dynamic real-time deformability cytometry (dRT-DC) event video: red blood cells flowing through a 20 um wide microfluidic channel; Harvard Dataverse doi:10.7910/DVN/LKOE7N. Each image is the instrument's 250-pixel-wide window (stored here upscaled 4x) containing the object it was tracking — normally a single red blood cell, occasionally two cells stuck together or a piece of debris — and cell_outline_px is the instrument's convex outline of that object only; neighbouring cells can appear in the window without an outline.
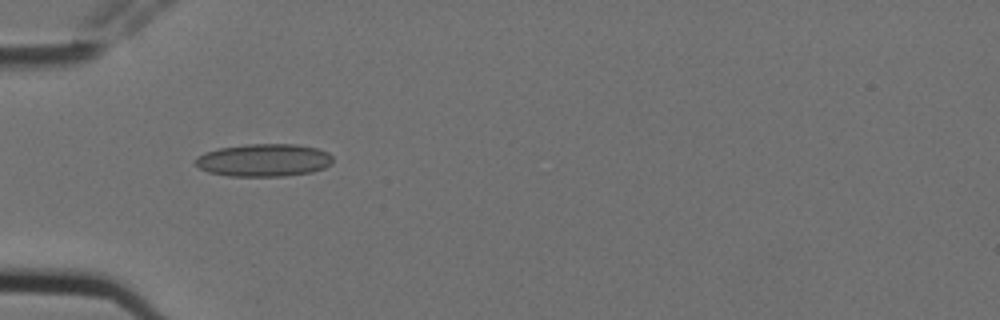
{"species": "Egyptian fruit bat (a non-hibernating species)", "species_latin": "Rousettus aegyptiacus", "temperature_condition": "cold", "stored_images_in_passage": 13, "camera_frame_rate_fps": 3000, "um_per_image_px": 0.085, "animal": {"sex": "female"}, "frame": {"image": 1, "passage_image": 5, "time_ms": 1.333, "image_size_px": [1000, 320], "cell_outline_px": [[332, 164], [324, 168], [312, 172], [284, 176], [228, 176], [208, 172], [200, 168], [196, 164], [196, 160], [204, 152], [220, 148], [248, 144], [296, 144], [316, 148], [328, 152], [332, 156]], "centroid_in_image_um": [22.46, 13.62], "position_along_channel_um": 62.5, "area_um2": 26.13}}
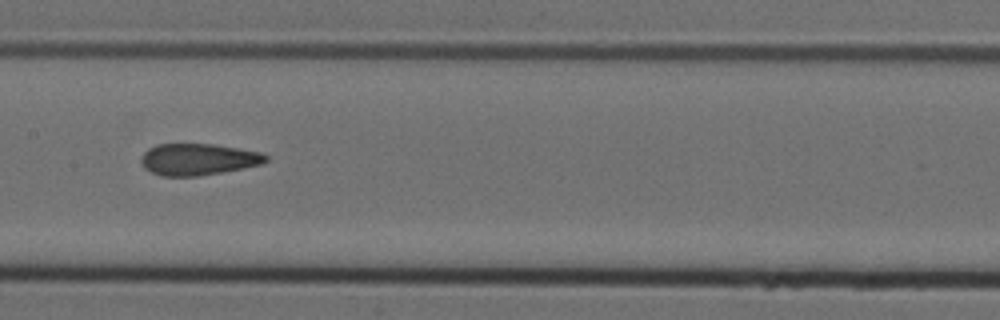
{"frame": {"image": 2, "passage_image": 8, "time_ms": 2.333, "image_size_px": [1000, 320], "cell_outline_px": [[268, 160], [260, 164], [220, 172], [196, 176], [160, 176], [144, 168], [140, 160], [140, 156], [148, 148], [156, 144], [212, 144], [260, 152], [268, 156]], "centroid_in_image_um": [16.77, 13.54], "position_along_channel_um": 190.6, "area_um2": 22.77}}
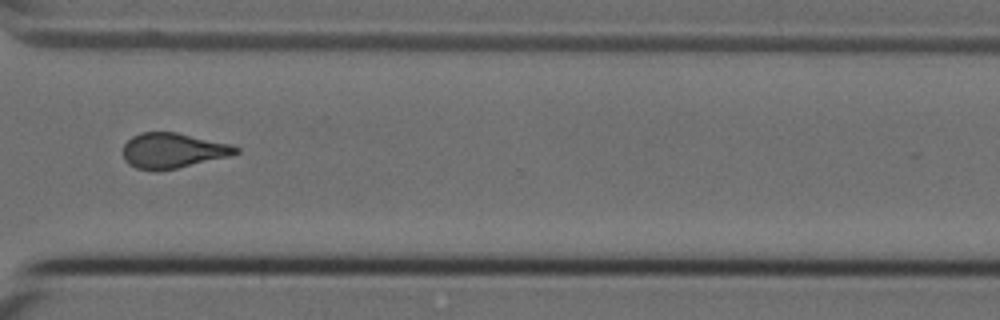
{"frame": {"image": 3, "passage_image": 12, "time_ms": 3.667, "image_size_px": [1000, 320], "cell_outline_px": [[240, 152], [228, 156], [160, 172], [156, 172], [136, 168], [128, 164], [124, 160], [124, 144], [132, 136], [140, 132], [176, 132], [232, 144], [240, 148]], "centroid_in_image_um": [14.68, 12.8], "position_along_channel_um": 355.9, "area_um2": 23.29}}